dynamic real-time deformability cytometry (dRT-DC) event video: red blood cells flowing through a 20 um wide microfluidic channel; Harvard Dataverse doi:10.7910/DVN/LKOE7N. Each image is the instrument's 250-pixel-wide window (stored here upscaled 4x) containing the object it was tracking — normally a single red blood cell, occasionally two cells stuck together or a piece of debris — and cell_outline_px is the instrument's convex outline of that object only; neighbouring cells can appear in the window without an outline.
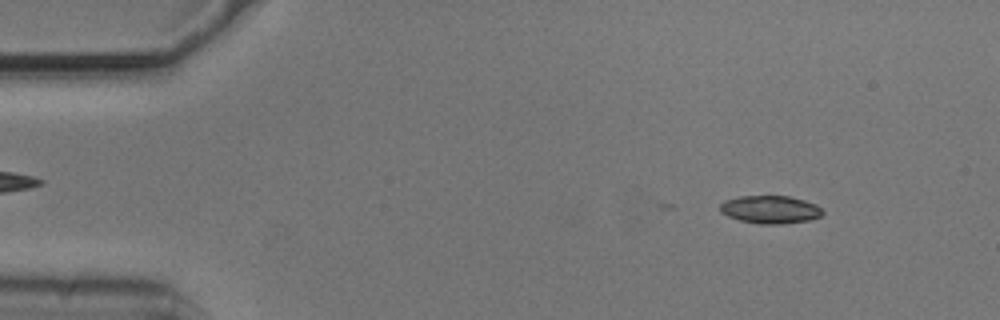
{"species": "common noctule bat (a hibernating species)", "species_latin": "Nyctalus noctula", "temperature_condition": "cold", "stored_images_in_passage": 18, "camera_frame_rate_fps": 3000, "um_per_image_px": 0.085, "animal": {"sex": "male", "body_mass_g": 20.5, "forearm_length_mm": 52.5}, "frame": {"image": 1, "passage_image": 6, "time_ms": 1.667, "image_size_px": [1000, 320], "cell_outline_px": [[824, 212], [820, 216], [812, 220], [780, 224], [760, 224], [740, 220], [728, 216], [720, 212], [720, 204], [724, 200], [740, 196], [788, 196], [804, 200], [816, 204]], "centroid_in_image_um": [65.47, 17.81], "position_along_channel_um": 19.5, "area_um2": 16.7}}
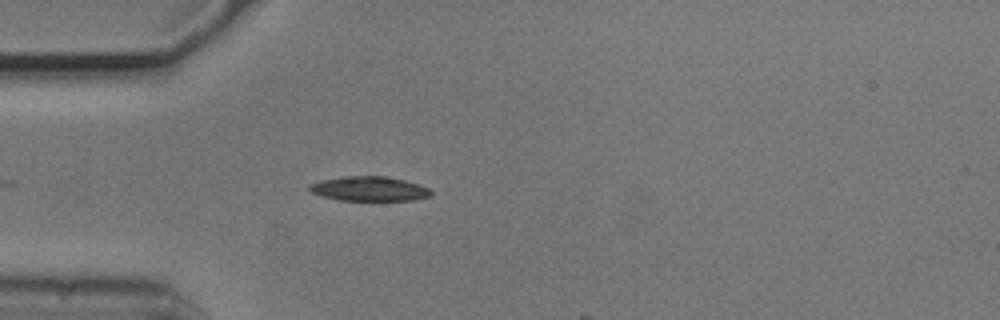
{"frame": {"image": 2, "passage_image": 15, "time_ms": 4.667, "image_size_px": [1000, 320], "cell_outline_px": [[432, 196], [412, 200], [340, 200], [320, 196], [312, 192], [308, 188], [308, 184], [320, 180], [344, 176], [384, 176], [404, 180], [420, 184], [428, 188], [432, 192]], "centroid_in_image_um": [31.37, 16.04], "position_along_channel_um": 53.6, "area_um2": 17.46}}